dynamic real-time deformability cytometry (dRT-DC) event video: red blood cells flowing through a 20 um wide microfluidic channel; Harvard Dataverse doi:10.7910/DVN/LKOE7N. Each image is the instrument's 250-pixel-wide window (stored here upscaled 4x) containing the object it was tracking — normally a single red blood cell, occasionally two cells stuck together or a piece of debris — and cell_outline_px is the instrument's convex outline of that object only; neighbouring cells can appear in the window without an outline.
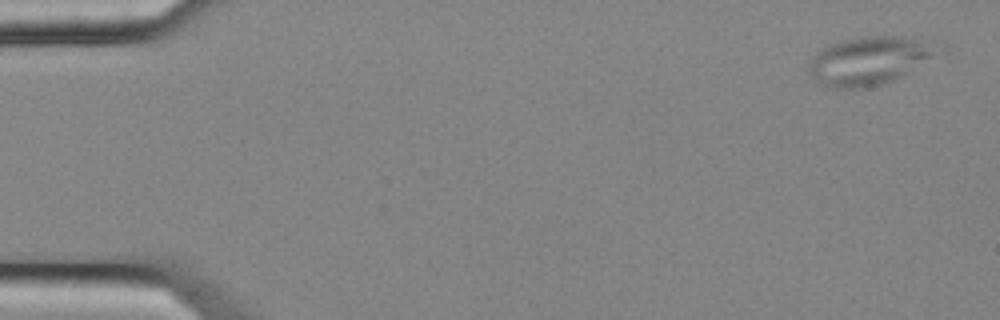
{"species": "common noctule bat (a hibernating species)", "species_latin": "Nyctalus noctula", "temperature_condition": "cold", "stored_images_in_passage": 7, "camera_frame_rate_fps": 3000, "um_per_image_px": 0.085, "animal": {"sex": "female", "body_mass_g": 25.1}, "frame": {"image": 1, "passage_image": 1, "time_ms": 0.0, "image_size_px": [1000, 320], "cell_outline_px": [[932, 40], [928, 56], [904, 76], [880, 84], [860, 88], [828, 88], [816, 80], [808, 72], [808, 64], [812, 56], [816, 52], [828, 44], [844, 40], [876, 36], [908, 36]], "centroid_in_image_um": [73.72, 5.16], "position_along_channel_um": 11.3, "area_um2": 35.14}}
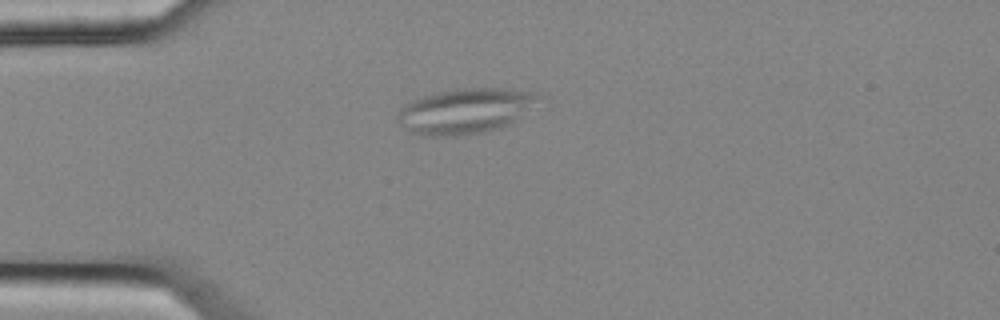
{"frame": {"image": 2, "passage_image": 4, "time_ms": 1.0, "image_size_px": [1000, 320], "cell_outline_px": [[544, 96], [512, 120], [500, 128], [484, 132], [464, 136], [428, 136], [412, 132], [400, 124], [396, 120], [396, 116], [400, 108], [404, 104], [412, 100], [424, 96], [440, 92], [464, 88], [512, 88], [536, 92]], "centroid_in_image_um": [39.51, 9.43], "position_along_channel_um": 45.5, "area_um2": 36.88}}